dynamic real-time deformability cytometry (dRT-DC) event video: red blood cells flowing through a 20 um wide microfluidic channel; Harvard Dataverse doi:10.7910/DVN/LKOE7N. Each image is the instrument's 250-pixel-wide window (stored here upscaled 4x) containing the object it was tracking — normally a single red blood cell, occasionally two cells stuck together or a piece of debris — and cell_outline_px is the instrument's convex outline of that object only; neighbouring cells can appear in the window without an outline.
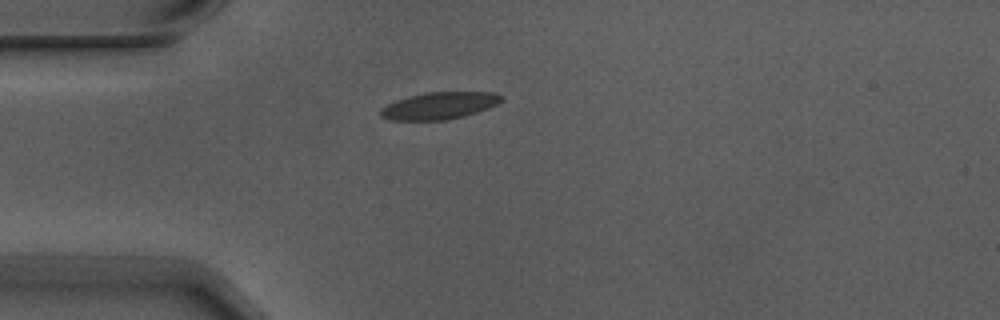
{"species": "Egyptian fruit bat (a non-hibernating species)", "species_latin": "Rousettus aegyptiacus", "temperature_condition": "warm", "stored_images_in_passage": 1, "camera_frame_rate_fps": 3000, "um_per_image_px": 0.085, "animal": {"sex": "male"}, "frame": {"image": 1, "passage_image": 1, "time_ms": 0.0, "image_size_px": [1000, 320], "cell_outline_px": [[504, 100], [488, 108], [464, 116], [444, 120], [388, 120], [380, 116], [380, 108], [396, 100], [408, 96], [424, 92], [496, 92], [504, 96]], "centroid_in_image_um": [37.34, 8.97], "position_along_channel_um": 47.7, "area_um2": 19.19}}